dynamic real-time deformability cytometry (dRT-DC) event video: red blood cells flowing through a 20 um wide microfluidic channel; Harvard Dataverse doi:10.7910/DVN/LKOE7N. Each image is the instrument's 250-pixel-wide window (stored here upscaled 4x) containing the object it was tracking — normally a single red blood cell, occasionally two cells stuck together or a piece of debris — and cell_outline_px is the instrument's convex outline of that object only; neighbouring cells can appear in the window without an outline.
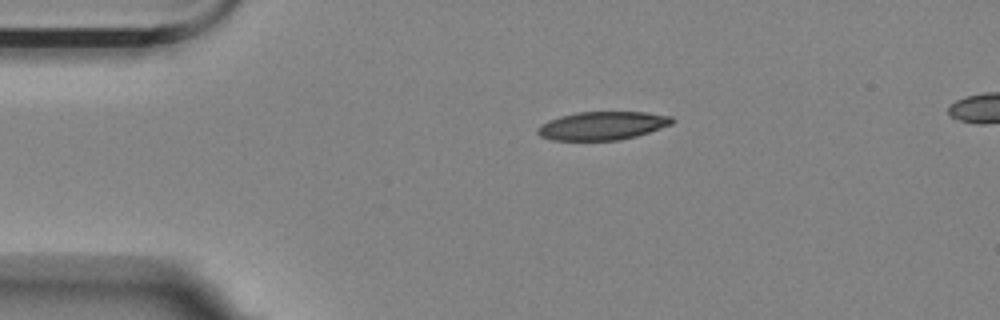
{"species": "Egyptian fruit bat (a non-hibernating species)", "species_latin": "Rousettus aegyptiacus", "temperature_condition": "room temperature", "stored_images_in_passage": 46, "segment_of_instrument_passage": [1, 2], "camera_frame_rate_fps": 3000, "um_per_image_px": 0.085, "animal": {"sex": "female"}, "frame": {"image": 1, "passage_image": 1, "time_ms": 0.0, "image_size_px": [1000, 320], "cell_outline_px": [[676, 120], [672, 124], [636, 136], [620, 140], [552, 140], [540, 136], [536, 132], [536, 128], [540, 124], [548, 120], [560, 116], [576, 112], [644, 112], [672, 116]], "centroid_in_image_um": [51.18, 10.68], "position_along_channel_um": 33.8, "area_um2": 22.31}}
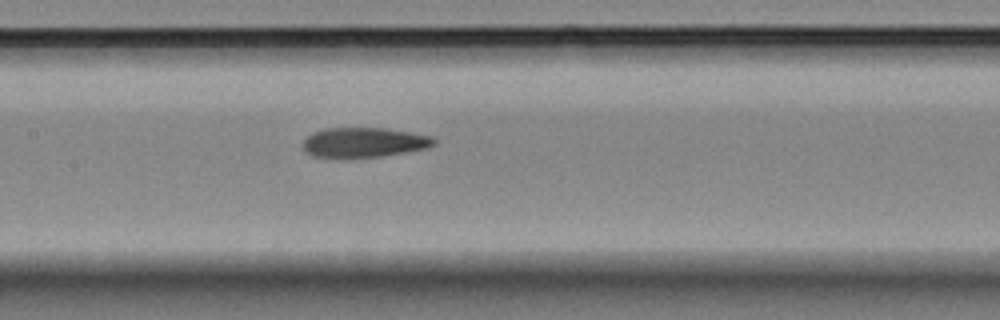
{"frame": {"image": 2, "passage_image": 16, "time_ms": 5.0, "image_size_px": [1000, 320], "cell_outline_px": [[436, 144], [428, 148], [380, 156], [344, 160], [312, 156], [304, 152], [304, 140], [312, 132], [324, 128], [388, 128], [432, 136], [436, 140]], "centroid_in_image_um": [30.9, 12.13], "position_along_channel_um": 176.5, "area_um2": 23.41}}
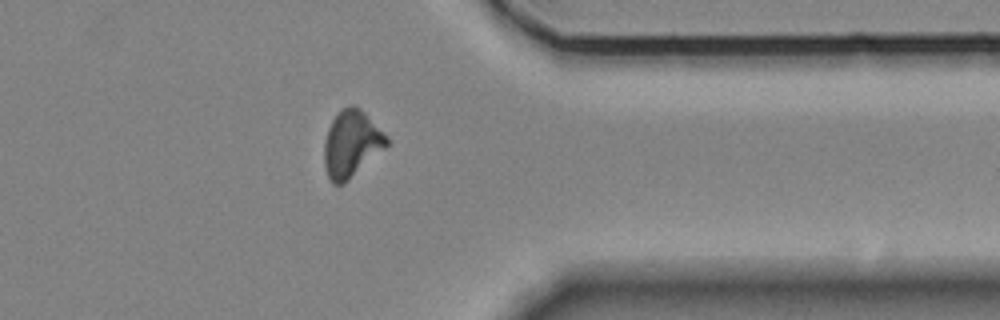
{"frame": {"image": 3, "passage_image": 34, "time_ms": 11.0, "image_size_px": [1000, 320], "cell_outline_px": [[388, 144], [384, 148], [344, 184], [332, 184], [328, 176], [324, 164], [324, 144], [328, 128], [332, 120], [340, 108], [348, 104], [352, 104], [360, 108], [388, 136]], "centroid_in_image_um": [29.85, 12.2], "position_along_channel_um": 381.5, "area_um2": 24.22}}